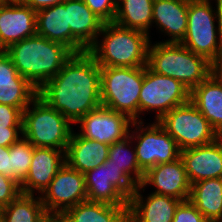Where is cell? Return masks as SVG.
Masks as SVG:
<instances>
[{
	"label": "cell",
	"instance_id": "6da1fadb",
	"mask_svg": "<svg viewBox=\"0 0 222 222\" xmlns=\"http://www.w3.org/2000/svg\"><path fill=\"white\" fill-rule=\"evenodd\" d=\"M38 96L71 123H77L102 106L100 66L88 51L74 53L38 90Z\"/></svg>",
	"mask_w": 222,
	"mask_h": 222
},
{
	"label": "cell",
	"instance_id": "7a4b0ae2",
	"mask_svg": "<svg viewBox=\"0 0 222 222\" xmlns=\"http://www.w3.org/2000/svg\"><path fill=\"white\" fill-rule=\"evenodd\" d=\"M5 51L18 73L37 90L58 74L74 54L65 45L37 34L11 44Z\"/></svg>",
	"mask_w": 222,
	"mask_h": 222
},
{
	"label": "cell",
	"instance_id": "3957f363",
	"mask_svg": "<svg viewBox=\"0 0 222 222\" xmlns=\"http://www.w3.org/2000/svg\"><path fill=\"white\" fill-rule=\"evenodd\" d=\"M100 34L104 36L101 43L97 39L88 49L100 67L147 66L148 34L114 22L104 23Z\"/></svg>",
	"mask_w": 222,
	"mask_h": 222
},
{
	"label": "cell",
	"instance_id": "277c9868",
	"mask_svg": "<svg viewBox=\"0 0 222 222\" xmlns=\"http://www.w3.org/2000/svg\"><path fill=\"white\" fill-rule=\"evenodd\" d=\"M147 67L157 74L177 79L190 91L211 75L210 61L181 43L150 44Z\"/></svg>",
	"mask_w": 222,
	"mask_h": 222
},
{
	"label": "cell",
	"instance_id": "5b68a950",
	"mask_svg": "<svg viewBox=\"0 0 222 222\" xmlns=\"http://www.w3.org/2000/svg\"><path fill=\"white\" fill-rule=\"evenodd\" d=\"M31 104L23 111L21 136L34 147L66 151L73 131L72 123L39 96Z\"/></svg>",
	"mask_w": 222,
	"mask_h": 222
},
{
	"label": "cell",
	"instance_id": "8992f818",
	"mask_svg": "<svg viewBox=\"0 0 222 222\" xmlns=\"http://www.w3.org/2000/svg\"><path fill=\"white\" fill-rule=\"evenodd\" d=\"M144 67H100L102 106L138 121Z\"/></svg>",
	"mask_w": 222,
	"mask_h": 222
},
{
	"label": "cell",
	"instance_id": "52a82bcc",
	"mask_svg": "<svg viewBox=\"0 0 222 222\" xmlns=\"http://www.w3.org/2000/svg\"><path fill=\"white\" fill-rule=\"evenodd\" d=\"M158 122L180 151L210 144L220 137L191 101L173 108Z\"/></svg>",
	"mask_w": 222,
	"mask_h": 222
},
{
	"label": "cell",
	"instance_id": "ba28073f",
	"mask_svg": "<svg viewBox=\"0 0 222 222\" xmlns=\"http://www.w3.org/2000/svg\"><path fill=\"white\" fill-rule=\"evenodd\" d=\"M87 201L103 202L115 206H128L137 184L123 168L111 164L108 159L84 174Z\"/></svg>",
	"mask_w": 222,
	"mask_h": 222
},
{
	"label": "cell",
	"instance_id": "9c48e42d",
	"mask_svg": "<svg viewBox=\"0 0 222 222\" xmlns=\"http://www.w3.org/2000/svg\"><path fill=\"white\" fill-rule=\"evenodd\" d=\"M190 101V90L172 77L157 74L144 66V79L139 97V115L156 110V121L175 107Z\"/></svg>",
	"mask_w": 222,
	"mask_h": 222
},
{
	"label": "cell",
	"instance_id": "30bf717a",
	"mask_svg": "<svg viewBox=\"0 0 222 222\" xmlns=\"http://www.w3.org/2000/svg\"><path fill=\"white\" fill-rule=\"evenodd\" d=\"M187 16V29L181 44L211 61L221 46V39L216 36L219 30L214 23L216 10L210 0H189Z\"/></svg>",
	"mask_w": 222,
	"mask_h": 222
},
{
	"label": "cell",
	"instance_id": "8fae6325",
	"mask_svg": "<svg viewBox=\"0 0 222 222\" xmlns=\"http://www.w3.org/2000/svg\"><path fill=\"white\" fill-rule=\"evenodd\" d=\"M131 124L136 126V132L134 130L132 134H137L135 137L130 134V137L137 139L134 149L138 165L144 173L155 165L172 162L180 157V149L176 141L158 121L155 120L153 124L146 127L143 126L142 119L133 121Z\"/></svg>",
	"mask_w": 222,
	"mask_h": 222
},
{
	"label": "cell",
	"instance_id": "7c38bea8",
	"mask_svg": "<svg viewBox=\"0 0 222 222\" xmlns=\"http://www.w3.org/2000/svg\"><path fill=\"white\" fill-rule=\"evenodd\" d=\"M40 198L44 209L51 217L87 201L84 174L65 163Z\"/></svg>",
	"mask_w": 222,
	"mask_h": 222
},
{
	"label": "cell",
	"instance_id": "4fadbf2b",
	"mask_svg": "<svg viewBox=\"0 0 222 222\" xmlns=\"http://www.w3.org/2000/svg\"><path fill=\"white\" fill-rule=\"evenodd\" d=\"M132 122L126 114L100 106L77 122L81 124V132L78 134L111 145L129 135Z\"/></svg>",
	"mask_w": 222,
	"mask_h": 222
},
{
	"label": "cell",
	"instance_id": "5bb4252c",
	"mask_svg": "<svg viewBox=\"0 0 222 222\" xmlns=\"http://www.w3.org/2000/svg\"><path fill=\"white\" fill-rule=\"evenodd\" d=\"M36 34L35 10L21 0L0 3V50Z\"/></svg>",
	"mask_w": 222,
	"mask_h": 222
},
{
	"label": "cell",
	"instance_id": "9a60e30c",
	"mask_svg": "<svg viewBox=\"0 0 222 222\" xmlns=\"http://www.w3.org/2000/svg\"><path fill=\"white\" fill-rule=\"evenodd\" d=\"M65 9L71 30V51L73 53L88 51L98 39L104 22L83 0H65Z\"/></svg>",
	"mask_w": 222,
	"mask_h": 222
},
{
	"label": "cell",
	"instance_id": "2e32d148",
	"mask_svg": "<svg viewBox=\"0 0 222 222\" xmlns=\"http://www.w3.org/2000/svg\"><path fill=\"white\" fill-rule=\"evenodd\" d=\"M141 184L142 188L148 184L156 187L157 190L152 192L155 194L170 196L181 201L189 199L191 184L181 157L150 168Z\"/></svg>",
	"mask_w": 222,
	"mask_h": 222
},
{
	"label": "cell",
	"instance_id": "e0dca14e",
	"mask_svg": "<svg viewBox=\"0 0 222 222\" xmlns=\"http://www.w3.org/2000/svg\"><path fill=\"white\" fill-rule=\"evenodd\" d=\"M190 184L222 178V136L214 142L180 151Z\"/></svg>",
	"mask_w": 222,
	"mask_h": 222
},
{
	"label": "cell",
	"instance_id": "ac0fdd59",
	"mask_svg": "<svg viewBox=\"0 0 222 222\" xmlns=\"http://www.w3.org/2000/svg\"><path fill=\"white\" fill-rule=\"evenodd\" d=\"M38 96V90L16 70L10 56L0 50V104L24 111Z\"/></svg>",
	"mask_w": 222,
	"mask_h": 222
},
{
	"label": "cell",
	"instance_id": "d6986e66",
	"mask_svg": "<svg viewBox=\"0 0 222 222\" xmlns=\"http://www.w3.org/2000/svg\"><path fill=\"white\" fill-rule=\"evenodd\" d=\"M64 164L65 151L34 147L29 171L20 184L21 192L34 195V191L37 190L42 194Z\"/></svg>",
	"mask_w": 222,
	"mask_h": 222
},
{
	"label": "cell",
	"instance_id": "ffe728a7",
	"mask_svg": "<svg viewBox=\"0 0 222 222\" xmlns=\"http://www.w3.org/2000/svg\"><path fill=\"white\" fill-rule=\"evenodd\" d=\"M142 189V184L138 185L128 200L134 222H172L176 208L182 201L155 193H151L144 200L140 193Z\"/></svg>",
	"mask_w": 222,
	"mask_h": 222
},
{
	"label": "cell",
	"instance_id": "44dd1931",
	"mask_svg": "<svg viewBox=\"0 0 222 222\" xmlns=\"http://www.w3.org/2000/svg\"><path fill=\"white\" fill-rule=\"evenodd\" d=\"M109 146L96 140L86 139L72 131L65 151V163L85 174L108 159Z\"/></svg>",
	"mask_w": 222,
	"mask_h": 222
},
{
	"label": "cell",
	"instance_id": "7402d4cb",
	"mask_svg": "<svg viewBox=\"0 0 222 222\" xmlns=\"http://www.w3.org/2000/svg\"><path fill=\"white\" fill-rule=\"evenodd\" d=\"M189 0H154L152 23L170 36L165 43H181L188 21ZM172 37V38H171Z\"/></svg>",
	"mask_w": 222,
	"mask_h": 222
},
{
	"label": "cell",
	"instance_id": "603a6c76",
	"mask_svg": "<svg viewBox=\"0 0 222 222\" xmlns=\"http://www.w3.org/2000/svg\"><path fill=\"white\" fill-rule=\"evenodd\" d=\"M190 101L222 136V80L210 75L190 91Z\"/></svg>",
	"mask_w": 222,
	"mask_h": 222
},
{
	"label": "cell",
	"instance_id": "cb8c5ba5",
	"mask_svg": "<svg viewBox=\"0 0 222 222\" xmlns=\"http://www.w3.org/2000/svg\"><path fill=\"white\" fill-rule=\"evenodd\" d=\"M37 35L58 42L71 50V30L68 24L65 0L62 3L36 11Z\"/></svg>",
	"mask_w": 222,
	"mask_h": 222
},
{
	"label": "cell",
	"instance_id": "d4e9b609",
	"mask_svg": "<svg viewBox=\"0 0 222 222\" xmlns=\"http://www.w3.org/2000/svg\"><path fill=\"white\" fill-rule=\"evenodd\" d=\"M209 221L222 219V178H211L191 185L188 199Z\"/></svg>",
	"mask_w": 222,
	"mask_h": 222
},
{
	"label": "cell",
	"instance_id": "484cf974",
	"mask_svg": "<svg viewBox=\"0 0 222 222\" xmlns=\"http://www.w3.org/2000/svg\"><path fill=\"white\" fill-rule=\"evenodd\" d=\"M126 207L85 201L57 213L52 219L55 222H112Z\"/></svg>",
	"mask_w": 222,
	"mask_h": 222
},
{
	"label": "cell",
	"instance_id": "4316f807",
	"mask_svg": "<svg viewBox=\"0 0 222 222\" xmlns=\"http://www.w3.org/2000/svg\"><path fill=\"white\" fill-rule=\"evenodd\" d=\"M154 0H117L114 23L145 32L152 25Z\"/></svg>",
	"mask_w": 222,
	"mask_h": 222
},
{
	"label": "cell",
	"instance_id": "83f0119b",
	"mask_svg": "<svg viewBox=\"0 0 222 222\" xmlns=\"http://www.w3.org/2000/svg\"><path fill=\"white\" fill-rule=\"evenodd\" d=\"M52 217L44 209L40 197L21 193L2 208L1 222H49Z\"/></svg>",
	"mask_w": 222,
	"mask_h": 222
},
{
	"label": "cell",
	"instance_id": "f1b7e54d",
	"mask_svg": "<svg viewBox=\"0 0 222 222\" xmlns=\"http://www.w3.org/2000/svg\"><path fill=\"white\" fill-rule=\"evenodd\" d=\"M130 143H132V140L129 134L123 140L111 144L109 146L108 160L111 161V164L123 168V171L137 185H140L143 182L145 173L138 165L135 149H132L129 153Z\"/></svg>",
	"mask_w": 222,
	"mask_h": 222
},
{
	"label": "cell",
	"instance_id": "f546056e",
	"mask_svg": "<svg viewBox=\"0 0 222 222\" xmlns=\"http://www.w3.org/2000/svg\"><path fill=\"white\" fill-rule=\"evenodd\" d=\"M34 146L25 138L9 147L11 155V178L21 184L29 171Z\"/></svg>",
	"mask_w": 222,
	"mask_h": 222
},
{
	"label": "cell",
	"instance_id": "4dcf8cb0",
	"mask_svg": "<svg viewBox=\"0 0 222 222\" xmlns=\"http://www.w3.org/2000/svg\"><path fill=\"white\" fill-rule=\"evenodd\" d=\"M91 11L104 23L113 22L116 14L117 0H83Z\"/></svg>",
	"mask_w": 222,
	"mask_h": 222
},
{
	"label": "cell",
	"instance_id": "1f68e13d",
	"mask_svg": "<svg viewBox=\"0 0 222 222\" xmlns=\"http://www.w3.org/2000/svg\"><path fill=\"white\" fill-rule=\"evenodd\" d=\"M20 184L0 173V207L7 206L21 194Z\"/></svg>",
	"mask_w": 222,
	"mask_h": 222
},
{
	"label": "cell",
	"instance_id": "d6a6232c",
	"mask_svg": "<svg viewBox=\"0 0 222 222\" xmlns=\"http://www.w3.org/2000/svg\"><path fill=\"white\" fill-rule=\"evenodd\" d=\"M172 222H209L189 201H182L176 208Z\"/></svg>",
	"mask_w": 222,
	"mask_h": 222
},
{
	"label": "cell",
	"instance_id": "836d02e7",
	"mask_svg": "<svg viewBox=\"0 0 222 222\" xmlns=\"http://www.w3.org/2000/svg\"><path fill=\"white\" fill-rule=\"evenodd\" d=\"M23 111L14 106L0 104V128H22Z\"/></svg>",
	"mask_w": 222,
	"mask_h": 222
},
{
	"label": "cell",
	"instance_id": "e575fe53",
	"mask_svg": "<svg viewBox=\"0 0 222 222\" xmlns=\"http://www.w3.org/2000/svg\"><path fill=\"white\" fill-rule=\"evenodd\" d=\"M20 133H23L22 128H0V146L10 147L18 142Z\"/></svg>",
	"mask_w": 222,
	"mask_h": 222
},
{
	"label": "cell",
	"instance_id": "d590c367",
	"mask_svg": "<svg viewBox=\"0 0 222 222\" xmlns=\"http://www.w3.org/2000/svg\"><path fill=\"white\" fill-rule=\"evenodd\" d=\"M0 173L11 178V155L9 147L0 146Z\"/></svg>",
	"mask_w": 222,
	"mask_h": 222
},
{
	"label": "cell",
	"instance_id": "8d00e7d4",
	"mask_svg": "<svg viewBox=\"0 0 222 222\" xmlns=\"http://www.w3.org/2000/svg\"><path fill=\"white\" fill-rule=\"evenodd\" d=\"M211 76L222 80V42L215 57L210 61Z\"/></svg>",
	"mask_w": 222,
	"mask_h": 222
},
{
	"label": "cell",
	"instance_id": "74e56055",
	"mask_svg": "<svg viewBox=\"0 0 222 222\" xmlns=\"http://www.w3.org/2000/svg\"><path fill=\"white\" fill-rule=\"evenodd\" d=\"M21 1L27 6L31 7L33 10L38 11L40 9L62 3L64 0H21Z\"/></svg>",
	"mask_w": 222,
	"mask_h": 222
},
{
	"label": "cell",
	"instance_id": "f35d334b",
	"mask_svg": "<svg viewBox=\"0 0 222 222\" xmlns=\"http://www.w3.org/2000/svg\"><path fill=\"white\" fill-rule=\"evenodd\" d=\"M112 222H134L131 209L126 207Z\"/></svg>",
	"mask_w": 222,
	"mask_h": 222
},
{
	"label": "cell",
	"instance_id": "ab89813d",
	"mask_svg": "<svg viewBox=\"0 0 222 222\" xmlns=\"http://www.w3.org/2000/svg\"><path fill=\"white\" fill-rule=\"evenodd\" d=\"M216 1V16H217V22H218V32H219V38L222 42V0H215Z\"/></svg>",
	"mask_w": 222,
	"mask_h": 222
},
{
	"label": "cell",
	"instance_id": "60d3db41",
	"mask_svg": "<svg viewBox=\"0 0 222 222\" xmlns=\"http://www.w3.org/2000/svg\"><path fill=\"white\" fill-rule=\"evenodd\" d=\"M19 0H0V3H11V2H17Z\"/></svg>",
	"mask_w": 222,
	"mask_h": 222
},
{
	"label": "cell",
	"instance_id": "b9f144b4",
	"mask_svg": "<svg viewBox=\"0 0 222 222\" xmlns=\"http://www.w3.org/2000/svg\"><path fill=\"white\" fill-rule=\"evenodd\" d=\"M1 213H2V208L0 207V222H1Z\"/></svg>",
	"mask_w": 222,
	"mask_h": 222
}]
</instances>
